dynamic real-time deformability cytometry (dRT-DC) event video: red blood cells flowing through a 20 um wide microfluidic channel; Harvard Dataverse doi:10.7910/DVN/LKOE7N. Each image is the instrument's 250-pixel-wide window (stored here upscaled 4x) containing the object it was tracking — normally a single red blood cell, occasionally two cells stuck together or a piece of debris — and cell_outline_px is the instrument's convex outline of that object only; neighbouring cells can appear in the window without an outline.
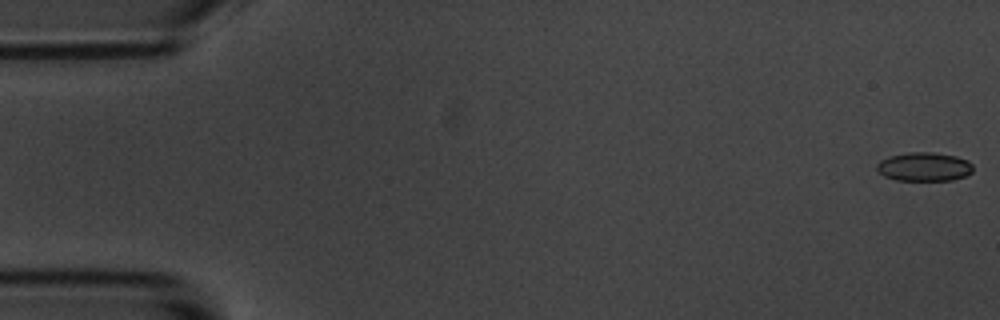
{"species": "common noctule bat (a hibernating species)", "species_latin": "Nyctalus noctula", "temperature_condition": "room temperature", "stored_images_in_passage": 8, "camera_frame_rate_fps": 3000, "um_per_image_px": 0.085, "animal": {"sex": "male", "body_mass_g": 20.1, "forearm_length_mm": 53.5}, "frame": {"image": 1, "passage_image": 1, "time_ms": 0.0, "image_size_px": [1000, 320], "cell_outline_px": [[972, 172], [968, 176], [952, 180], [896, 180], [884, 176], [876, 168], [876, 164], [880, 160], [888, 156], [908, 152], [932, 152], [956, 156], [968, 160], [972, 164]], "centroid_in_image_um": [78.56, 14.17], "position_along_channel_um": 6.4, "area_um2": 16.3}}
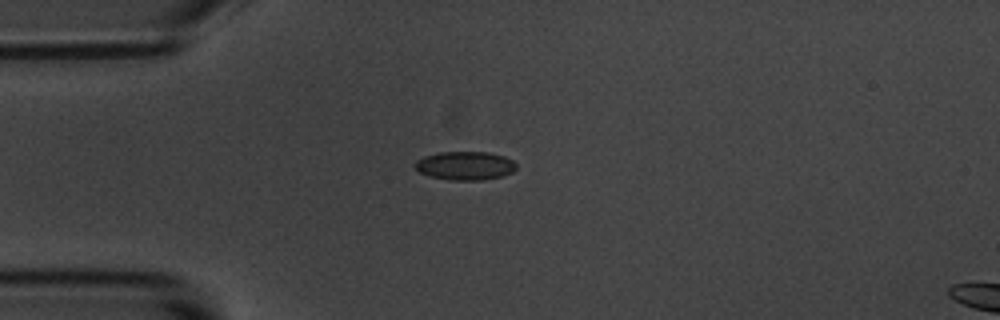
{"frame": {"image": 2, "passage_image": 5, "time_ms": 4.667, "image_size_px": [1000, 320], "cell_outline_px": [[516, 168], [512, 172], [500, 176], [480, 180], [452, 180], [428, 176], [420, 172], [412, 164], [416, 160], [424, 156], [440, 152], [488, 152], [504, 156], [512, 160], [516, 164]], "centroid_in_image_um": [39.5, 14.08], "position_along_channel_um": 45.5, "area_um2": 16.82}}
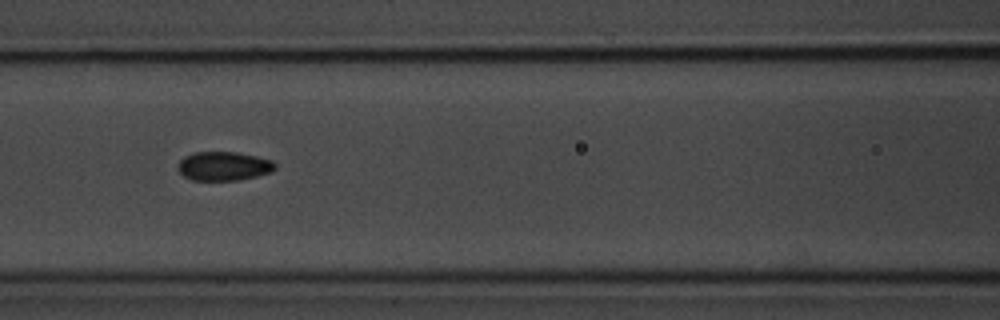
{"frame": {"image": 3, "passage_image": 8, "time_ms": 8.0, "image_size_px": [1000, 320], "cell_outline_px": [[276, 168], [272, 172], [256, 176], [236, 180], [192, 180], [184, 176], [176, 168], [180, 160], [184, 156], [196, 152], [236, 152], [256, 156], [272, 160], [276, 164]], "centroid_in_image_um": [19.01, 14.11], "position_along_channel_um": 147.6, "area_um2": 16.42}}